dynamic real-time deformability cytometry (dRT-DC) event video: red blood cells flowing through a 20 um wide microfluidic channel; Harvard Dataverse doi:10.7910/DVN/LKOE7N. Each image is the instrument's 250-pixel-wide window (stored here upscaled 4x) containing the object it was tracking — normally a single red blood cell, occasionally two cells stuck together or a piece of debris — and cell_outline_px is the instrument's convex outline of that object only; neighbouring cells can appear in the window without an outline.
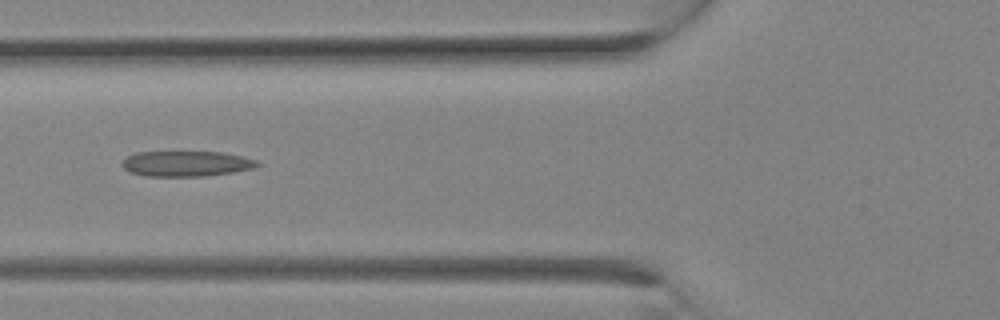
{"species": "Egyptian fruit bat (a non-hibernating species)", "species_latin": "Rousettus aegyptiacus", "temperature_condition": "room temperature", "stored_images_in_passage": 10, "camera_frame_rate_fps": 3000, "um_per_image_px": 0.085, "animal": {"sex": "female"}, "frame": {"image": 1, "passage_image": 9, "time_ms": 2.667, "image_size_px": [1000, 320], "cell_outline_px": [[260, 164], [252, 168], [232, 172], [204, 176], [148, 176], [132, 172], [124, 168], [120, 164], [128, 156], [136, 152], [220, 152], [240, 156], [256, 160]], "centroid_in_image_um": [15.81, 13.91], "position_along_channel_um": 110.0, "area_um2": 19.71}}